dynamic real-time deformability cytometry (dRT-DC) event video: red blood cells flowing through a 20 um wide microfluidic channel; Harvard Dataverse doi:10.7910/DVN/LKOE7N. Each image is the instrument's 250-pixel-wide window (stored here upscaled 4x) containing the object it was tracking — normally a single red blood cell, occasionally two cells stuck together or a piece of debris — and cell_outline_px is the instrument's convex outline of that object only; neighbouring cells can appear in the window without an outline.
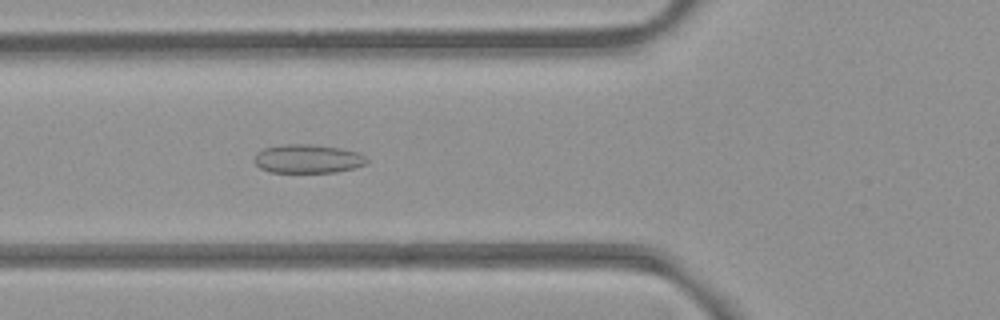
{"species": "common noctule bat (a hibernating species)", "species_latin": "Nyctalus noctula", "temperature_condition": "room temperature", "stored_images_in_passage": 52, "camera_frame_rate_fps": 3000, "um_per_image_px": 0.085, "animal": {"sex": "female", "body_mass_g": 21.9}, "frame": {"image": 1, "passage_image": 19, "time_ms": 6.0, "image_size_px": [1000, 320], "cell_outline_px": [[368, 164], [336, 172], [268, 172], [260, 168], [252, 160], [256, 152], [264, 148], [284, 144], [312, 144], [340, 148], [360, 152], [368, 160]], "centroid_in_image_um": [26.14, 13.49], "position_along_channel_um": 99.7, "area_um2": 19.02}}
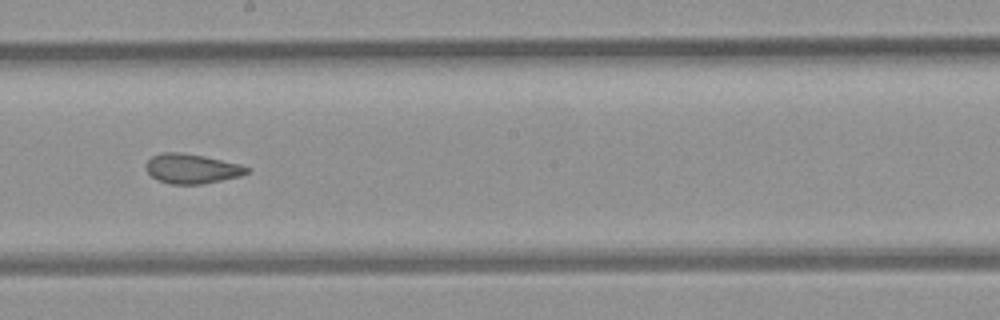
{"frame": {"image": 2, "passage_image": 29, "time_ms": 9.333, "image_size_px": [1000, 320], "cell_outline_px": [[248, 172], [240, 176], [200, 184], [168, 184], [156, 180], [144, 168], [144, 164], [152, 156], [164, 152], [180, 152], [204, 156], [240, 164], [248, 168]], "centroid_in_image_um": [16.24, 14.33], "position_along_channel_um": 232.0, "area_um2": 17.4}}
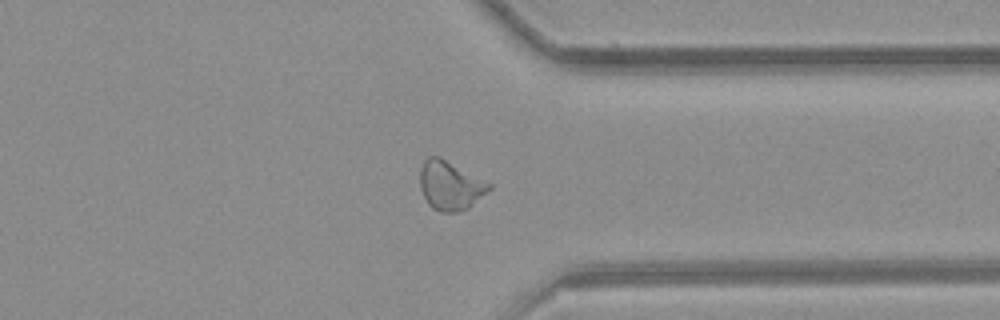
{"frame": {"image": 3, "passage_image": 40, "time_ms": 13.0, "image_size_px": [1000, 320], "cell_outline_px": [[492, 188], [468, 208], [456, 212], [444, 212], [432, 208], [428, 204], [420, 188], [420, 168], [424, 160], [428, 156], [440, 156], [492, 184]], "centroid_in_image_um": [38.26, 15.75], "position_along_channel_um": 373.1, "area_um2": 19.71}, "authors_computed_cell_mechanics": {"area_um2": 19.3919, "velocity_mm_per_s": 3.95, "shape_relaxation_time_tau1_ms": null, "shape_relaxation_time_tau2_ms": 1.7647, "deformation_change_tau1": null, "deformation_change_tau2": 0.0871}}